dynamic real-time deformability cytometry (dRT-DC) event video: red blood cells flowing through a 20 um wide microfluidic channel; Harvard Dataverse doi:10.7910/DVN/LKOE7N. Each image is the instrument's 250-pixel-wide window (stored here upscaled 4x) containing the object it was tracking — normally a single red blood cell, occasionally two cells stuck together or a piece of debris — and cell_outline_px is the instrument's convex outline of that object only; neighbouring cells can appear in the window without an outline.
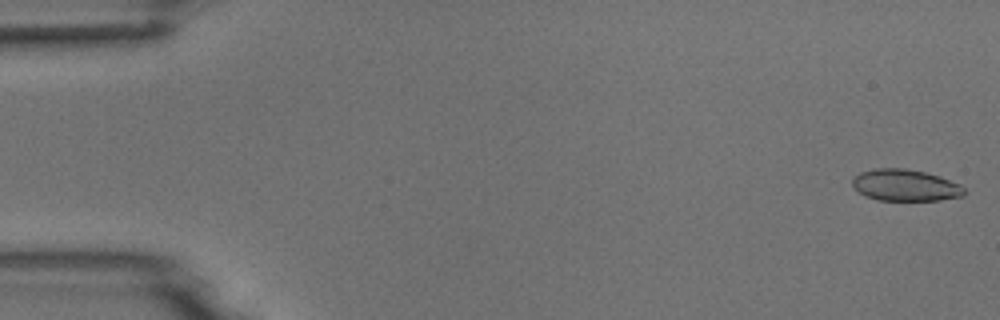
{"species": "common noctule bat (a hibernating species)", "species_latin": "Nyctalus noctula", "temperature_condition": "room temperature", "stored_images_in_passage": 5, "camera_frame_rate_fps": 3000, "um_per_image_px": 0.085, "animal": {"sex": "male", "body_mass_g": 18.8}, "frame": {"image": 1, "passage_image": 1, "time_ms": 0.0, "image_size_px": [1000, 320], "cell_outline_px": [[968, 192], [964, 196], [940, 200], [876, 200], [864, 196], [852, 184], [852, 180], [860, 172], [876, 168], [904, 168], [924, 172], [940, 176], [960, 184]], "centroid_in_image_um": [76.99, 15.75], "position_along_channel_um": 8.0, "area_um2": 20.69}}
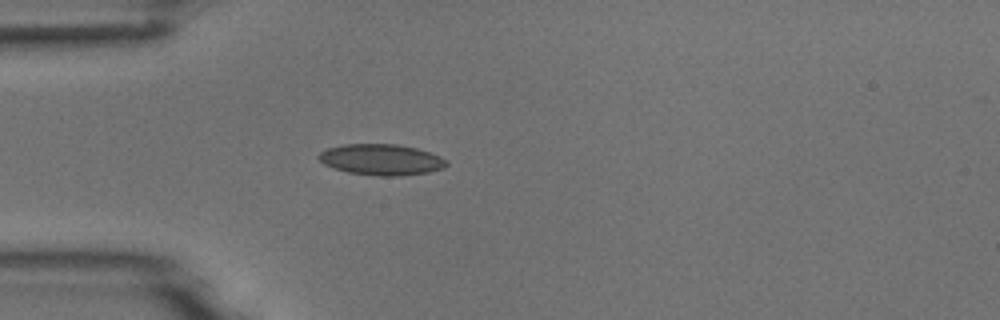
{"frame": {"image": 2, "passage_image": 5, "time_ms": 4.667, "image_size_px": [1000, 320], "cell_outline_px": [[448, 164], [444, 168], [428, 172], [400, 176], [380, 176], [348, 172], [324, 164], [316, 156], [320, 152], [328, 148], [344, 144], [396, 144], [416, 148], [440, 156], [448, 160]], "centroid_in_image_um": [32.43, 13.56], "position_along_channel_um": 52.6, "area_um2": 23.0}}